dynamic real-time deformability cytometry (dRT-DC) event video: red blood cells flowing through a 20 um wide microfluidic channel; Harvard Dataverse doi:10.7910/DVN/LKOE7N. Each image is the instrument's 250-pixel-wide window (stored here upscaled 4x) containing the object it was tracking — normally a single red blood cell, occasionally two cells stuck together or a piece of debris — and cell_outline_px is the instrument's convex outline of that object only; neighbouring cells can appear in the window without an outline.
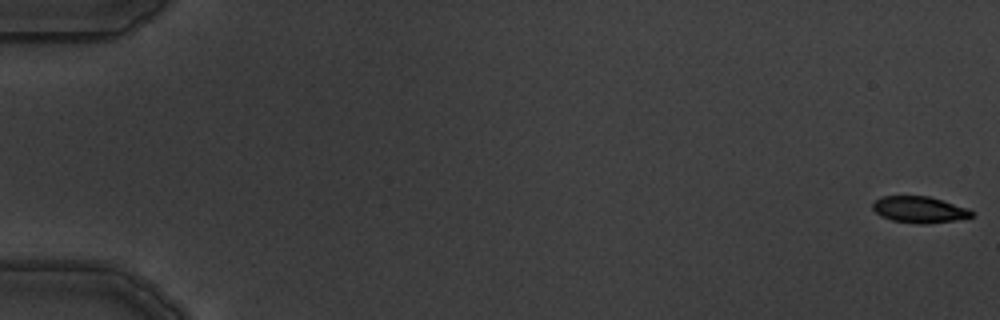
{"species": "common noctule bat (a hibernating species)", "species_latin": "Nyctalus noctula", "temperature_condition": "warm", "stored_images_in_passage": 5, "camera_frame_rate_fps": 3000, "um_per_image_px": 0.085, "animal": {"sex": "male", "body_mass_g": 19.5, "forearm_length_mm": 54.6}, "frame": {"image": 1, "passage_image": 1, "time_ms": 0.0, "image_size_px": [1000, 320], "cell_outline_px": [[972, 216], [956, 220], [928, 224], [920, 224], [892, 220], [880, 216], [872, 208], [872, 204], [880, 196], [928, 196], [968, 208], [972, 212]], "centroid_in_image_um": [78.12, 17.82], "position_along_channel_um": 6.9, "area_um2": 15.14}}
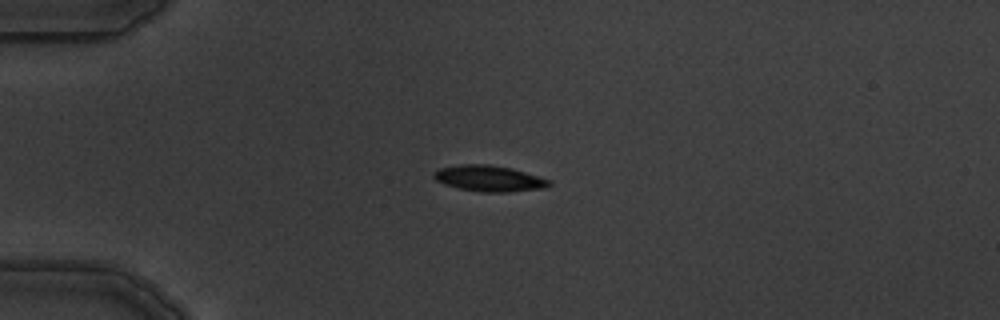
{"frame": {"image": 2, "passage_image": 4, "time_ms": 4.667, "image_size_px": [1000, 320], "cell_outline_px": [[552, 184], [544, 188], [508, 192], [480, 192], [460, 188], [444, 184], [436, 180], [432, 176], [432, 172], [440, 168], [460, 164], [488, 164], [512, 168], [552, 180]], "centroid_in_image_um": [41.58, 15.16], "position_along_channel_um": 43.4, "area_um2": 17.57}}